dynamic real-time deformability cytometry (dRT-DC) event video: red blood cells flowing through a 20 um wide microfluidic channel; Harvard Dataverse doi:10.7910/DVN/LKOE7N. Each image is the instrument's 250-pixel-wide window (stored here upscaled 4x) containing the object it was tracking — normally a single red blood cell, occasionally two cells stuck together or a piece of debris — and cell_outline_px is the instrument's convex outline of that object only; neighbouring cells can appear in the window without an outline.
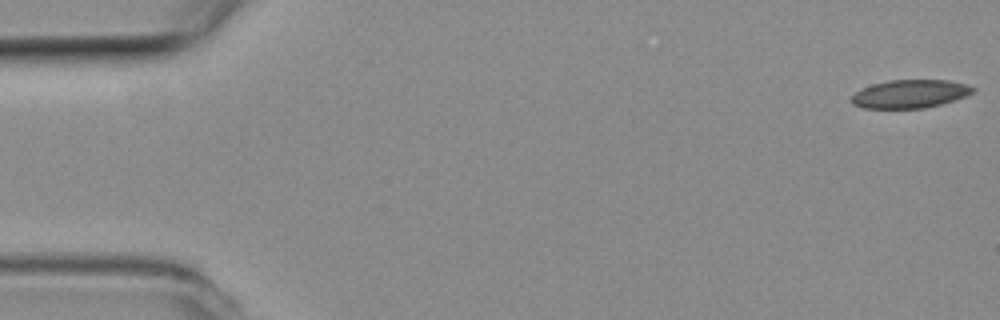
{"species": "common noctule bat (a hibernating species)", "species_latin": "Nyctalus noctula", "temperature_condition": "room temperature", "stored_images_in_passage": 54, "camera_frame_rate_fps": 3000, "um_per_image_px": 0.085, "animal": {"sex": "female", "body_mass_g": 19.3, "forearm_length_mm": 54.1}, "frame": {"image": 1, "passage_image": 1, "time_ms": 0.0, "image_size_px": [1000, 320], "cell_outline_px": [[976, 88], [972, 92], [964, 96], [940, 104], [924, 108], [864, 108], [852, 104], [848, 100], [856, 92], [872, 84], [888, 80], [948, 80], [968, 84]], "centroid_in_image_um": [77.32, 7.97], "position_along_channel_um": 7.7, "area_um2": 19.88}}
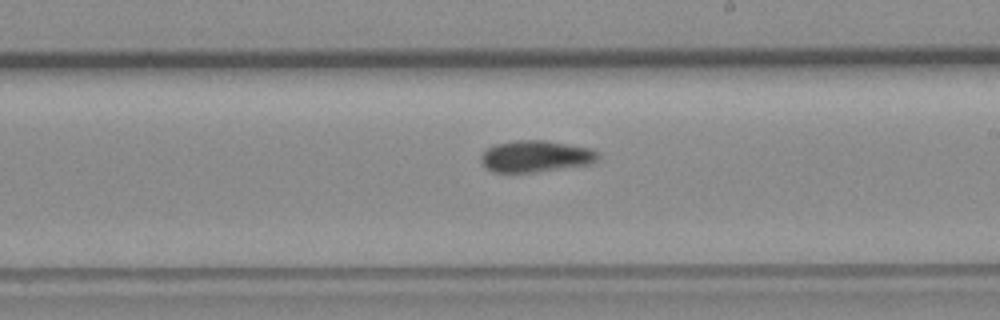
{"frame": {"image": 2, "passage_image": 31, "time_ms": 10.0, "image_size_px": [1000, 320], "cell_outline_px": [[600, 156], [596, 160], [588, 164], [532, 172], [492, 172], [484, 168], [480, 160], [480, 156], [488, 148], [496, 144], [516, 140], [544, 140], [592, 148]], "centroid_in_image_um": [45.49, 13.28], "position_along_channel_um": 243.5, "area_um2": 21.39}}
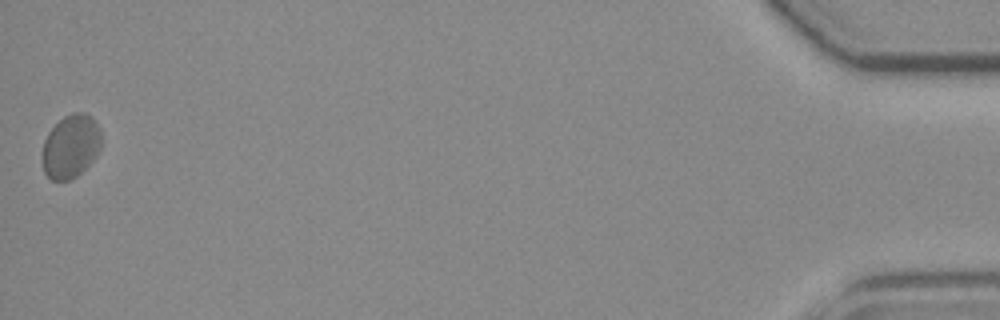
{"frame": {"image": 3, "passage_image": 54, "time_ms": 17.667, "image_size_px": [1000, 320], "cell_outline_px": [[100, 148], [96, 156], [76, 176], [68, 180], [52, 180], [44, 172], [44, 140], [48, 132], [64, 116], [72, 112], [84, 112], [92, 116], [100, 128]], "centroid_in_image_um": [6.03, 12.4], "position_along_channel_um": 429.2, "area_um2": 21.44}}